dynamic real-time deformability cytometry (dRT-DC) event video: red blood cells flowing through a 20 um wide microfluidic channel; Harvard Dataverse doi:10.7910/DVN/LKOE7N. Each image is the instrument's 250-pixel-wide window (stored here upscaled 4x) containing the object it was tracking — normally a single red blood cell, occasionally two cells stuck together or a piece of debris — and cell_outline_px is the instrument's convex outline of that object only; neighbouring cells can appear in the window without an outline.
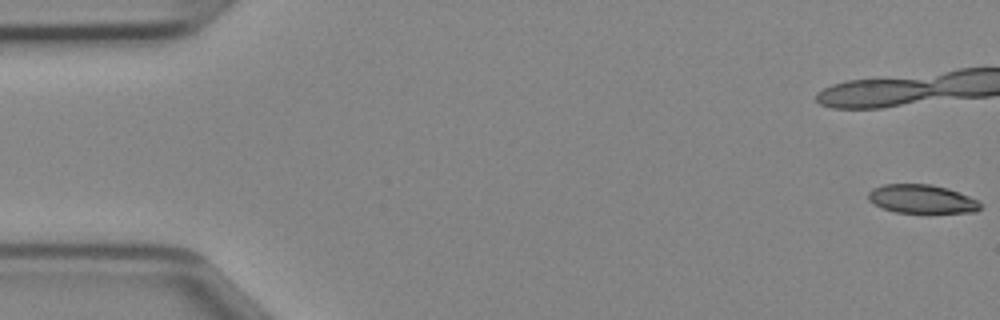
{"species": "Egyptian fruit bat (a non-hibernating species)", "species_latin": "Rousettus aegyptiacus", "temperature_condition": "cold", "stored_images_in_passage": 48, "camera_frame_rate_fps": 3000, "um_per_image_px": 0.085, "animal": {"sex": "female"}, "frame": {"image": 1, "passage_image": 1, "time_ms": 0.0, "image_size_px": [1000, 320], "cell_outline_px": [[980, 208], [976, 212], [896, 212], [884, 208], [868, 200], [868, 192], [872, 188], [884, 184], [932, 184], [948, 188], [980, 200]], "centroid_in_image_um": [78.37, 16.9], "position_along_channel_um": 6.6, "area_um2": 18.61}}
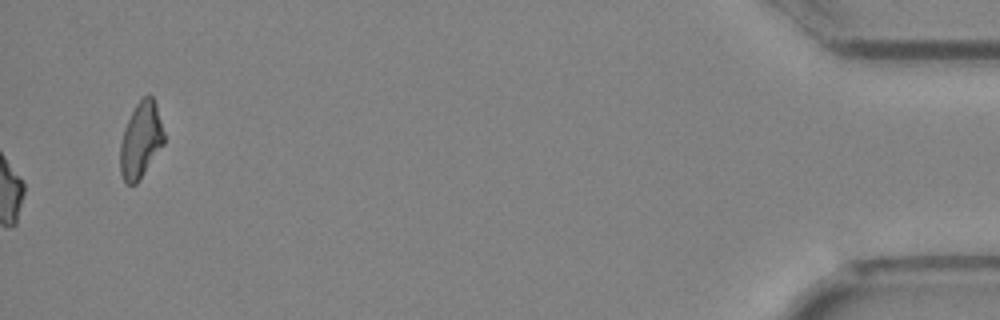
{"frame": {"image": 2, "passage_image": 48, "time_ms": 15.667, "image_size_px": [1000, 320], "cell_outline_px": [[164, 144], [140, 180], [136, 184], [124, 184], [120, 172], [120, 144], [124, 128], [136, 104], [148, 92], [152, 96], [156, 104], [164, 132]], "centroid_in_image_um": [11.96, 11.93], "position_along_channel_um": 423.2, "area_um2": 19.54}}